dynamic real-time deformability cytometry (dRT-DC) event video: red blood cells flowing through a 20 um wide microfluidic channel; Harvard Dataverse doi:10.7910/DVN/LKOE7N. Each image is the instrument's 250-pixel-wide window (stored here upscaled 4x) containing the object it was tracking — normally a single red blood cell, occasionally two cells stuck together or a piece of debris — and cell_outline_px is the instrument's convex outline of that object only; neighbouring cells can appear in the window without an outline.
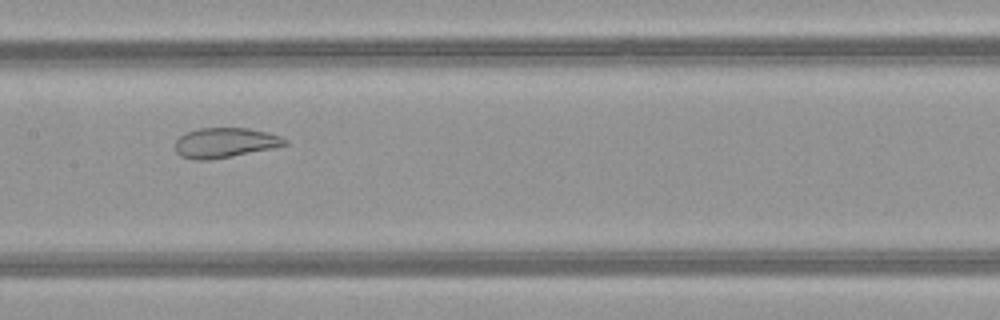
{"species": "common noctule bat (a hibernating species)", "species_latin": "Nyctalus noctula", "temperature_condition": "warm", "stored_images_in_passage": 44, "camera_frame_rate_fps": 3000, "um_per_image_px": 0.085, "animal": {"sex": "female", "body_mass_g": 21.9}, "frame": {"image": 1, "passage_image": 19, "time_ms": 6.0, "image_size_px": [1000, 320], "cell_outline_px": [[288, 144], [276, 148], [212, 160], [192, 160], [180, 156], [176, 152], [176, 140], [180, 136], [188, 132], [200, 128], [248, 128], [268, 132], [280, 136], [288, 140]], "centroid_in_image_um": [19.16, 12.15], "position_along_channel_um": 188.2, "area_um2": 19.36}}
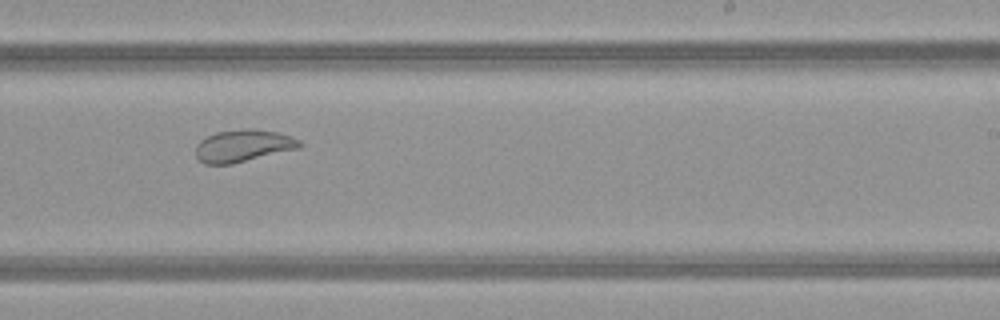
{"frame": {"image": 2, "passage_image": 25, "time_ms": 8.0, "image_size_px": [1000, 320], "cell_outline_px": [[304, 144], [300, 148], [232, 164], [204, 164], [196, 156], [196, 144], [200, 140], [216, 132], [248, 128], [280, 132], [292, 136], [300, 140]], "centroid_in_image_um": [20.7, 12.38], "position_along_channel_um": 268.3, "area_um2": 19.65}}
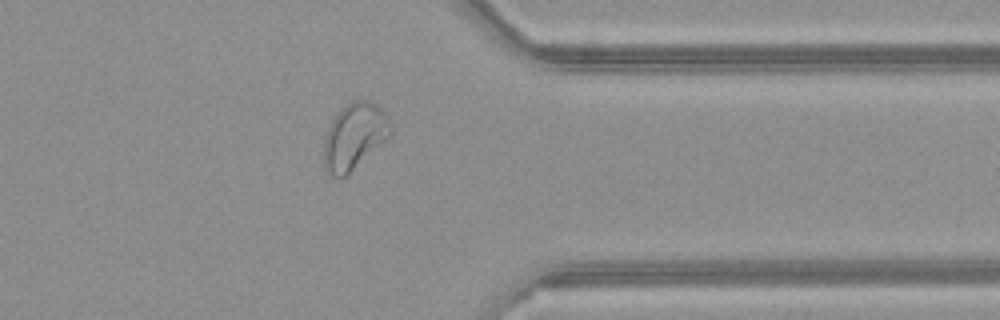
{"frame": {"image": 3, "passage_image": 34, "time_ms": 11.0, "image_size_px": [1000, 320], "cell_outline_px": [[392, 132], [348, 176], [340, 180], [332, 176], [324, 168], [324, 140], [328, 128], [336, 112], [340, 108], [352, 100], [368, 100], [376, 104], [388, 116], [392, 124]], "centroid_in_image_um": [30.1, 11.6], "position_along_channel_um": 381.3, "area_um2": 26.01}, "authors_computed_cell_mechanics": {"area_um2": 25.3164, "velocity_mm_per_s": 4.0251, "shape_relaxation_time_tau1_ms": null, "shape_relaxation_time_tau2_ms": 1.0416, "deformation_change_tau1": null, "deformation_change_tau2": 0.0709}}